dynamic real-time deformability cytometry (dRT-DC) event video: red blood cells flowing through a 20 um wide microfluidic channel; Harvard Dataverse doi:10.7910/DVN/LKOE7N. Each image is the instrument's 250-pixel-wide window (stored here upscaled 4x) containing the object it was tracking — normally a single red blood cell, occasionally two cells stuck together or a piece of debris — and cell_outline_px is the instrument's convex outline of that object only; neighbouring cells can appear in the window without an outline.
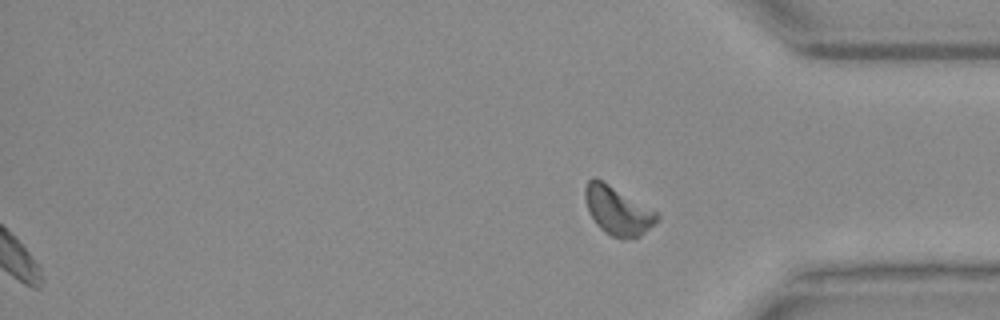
{"species": "Egyptian fruit bat (a non-hibernating species)", "species_latin": "Rousettus aegyptiacus", "temperature_condition": "warm", "stored_images_in_passage": 35, "segment_of_instrument_passage": [2, 2], "camera_frame_rate_fps": 3000, "um_per_image_px": 0.085, "animal": {"sex": "female"}, "frame": {"image": 1, "passage_image": 35, "time_ms": 11.333, "image_size_px": [1000, 320], "cell_outline_px": [[660, 220], [640, 236], [624, 240], [620, 240], [604, 232], [596, 224], [588, 208], [584, 196], [584, 188], [588, 180], [592, 176], [596, 176], [656, 212], [660, 216]], "centroid_in_image_um": [52.49, 17.91], "position_along_channel_um": 382.7, "area_um2": 20.35}}